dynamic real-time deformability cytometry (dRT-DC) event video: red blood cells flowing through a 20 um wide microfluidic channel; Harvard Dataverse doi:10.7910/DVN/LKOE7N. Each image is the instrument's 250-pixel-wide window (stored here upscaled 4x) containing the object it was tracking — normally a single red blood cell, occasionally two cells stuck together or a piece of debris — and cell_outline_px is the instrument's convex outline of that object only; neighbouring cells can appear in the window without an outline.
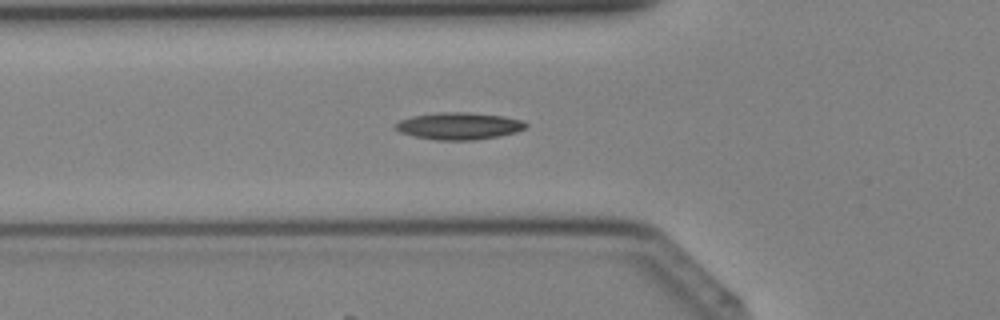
{"species": "Egyptian fruit bat (a non-hibernating species)", "species_latin": "Rousettus aegyptiacus", "temperature_condition": "cold", "stored_images_in_passage": 28, "camera_frame_rate_fps": 3000, "um_per_image_px": 0.085, "animal": {"sex": "female"}, "frame": {"image": 1, "passage_image": 2, "time_ms": 0.333, "image_size_px": [1000, 320], "cell_outline_px": [[528, 124], [524, 128], [516, 132], [496, 136], [472, 140], [440, 140], [416, 136], [400, 132], [392, 128], [392, 124], [400, 120], [412, 116], [436, 112], [468, 112], [504, 116], [524, 120]], "centroid_in_image_um": [38.98, 10.69], "position_along_channel_um": 86.8, "area_um2": 20.58}}
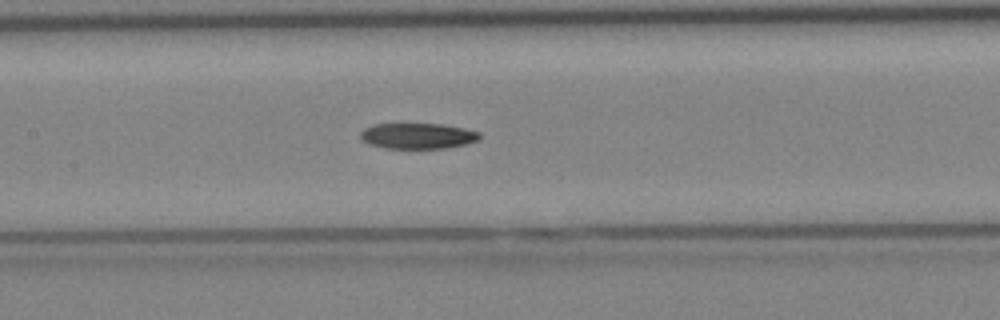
{"frame": {"image": 2, "passage_image": 7, "time_ms": 2.0, "image_size_px": [1000, 320], "cell_outline_px": [[480, 136], [476, 140], [464, 144], [444, 148], [384, 148], [368, 144], [360, 136], [360, 132], [364, 128], [372, 124], [440, 124], [464, 128], [480, 132]], "centroid_in_image_um": [35.46, 11.55], "position_along_channel_um": 171.9, "area_um2": 17.69}}
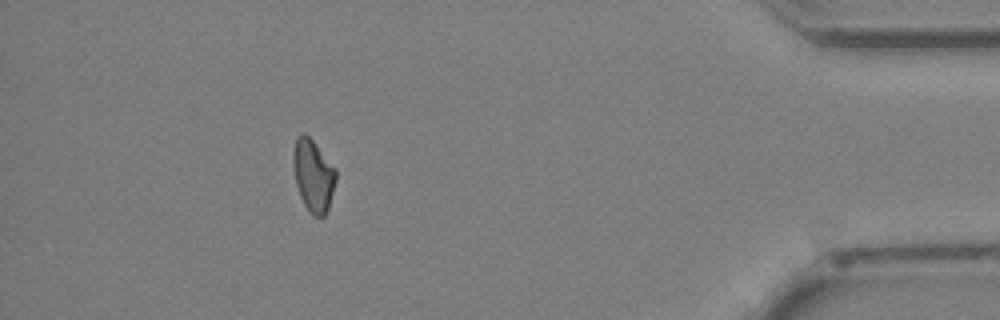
{"frame": {"image": 3, "passage_image": 24, "time_ms": 7.667, "image_size_px": [1000, 320], "cell_outline_px": [[336, 180], [328, 208], [324, 216], [312, 216], [308, 212], [300, 196], [296, 184], [292, 168], [292, 152], [296, 136], [300, 132], [304, 132], [312, 140], [336, 168]], "centroid_in_image_um": [26.59, 14.89], "position_along_channel_um": 408.6, "area_um2": 18.21}}